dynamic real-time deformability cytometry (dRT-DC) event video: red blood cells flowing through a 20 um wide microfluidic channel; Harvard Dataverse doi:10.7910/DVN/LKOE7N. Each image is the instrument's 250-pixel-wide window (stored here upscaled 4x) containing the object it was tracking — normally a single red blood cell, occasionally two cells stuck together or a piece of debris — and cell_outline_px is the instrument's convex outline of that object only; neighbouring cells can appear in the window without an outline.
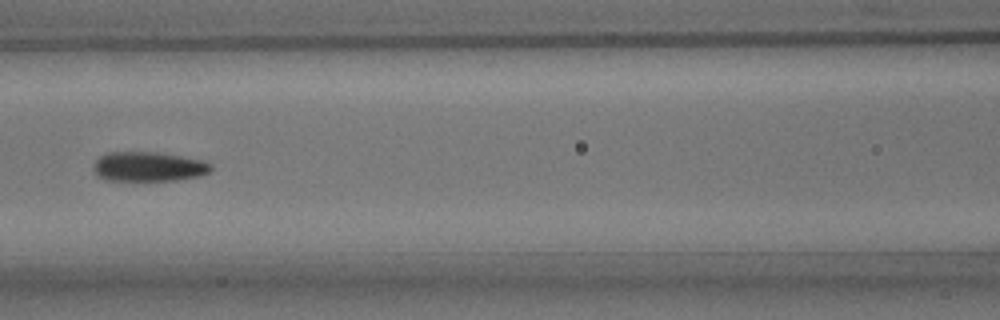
{"species": "common noctule bat (a hibernating species)", "species_latin": "Nyctalus noctula", "temperature_condition": "room temperature", "stored_images_in_passage": 7, "camera_frame_rate_fps": 3000, "um_per_image_px": 0.085, "animal": {"sex": "male", "body_mass_g": 15.6}, "frame": {"image": 1, "passage_image": 7, "time_ms": 7.0, "image_size_px": [1000, 320], "cell_outline_px": [[212, 172], [200, 176], [180, 180], [104, 180], [96, 176], [92, 168], [96, 160], [100, 156], [108, 152], [156, 152], [204, 160], [212, 164]], "centroid_in_image_um": [12.64, 14.17], "position_along_channel_um": 154.0, "area_um2": 20.52}}